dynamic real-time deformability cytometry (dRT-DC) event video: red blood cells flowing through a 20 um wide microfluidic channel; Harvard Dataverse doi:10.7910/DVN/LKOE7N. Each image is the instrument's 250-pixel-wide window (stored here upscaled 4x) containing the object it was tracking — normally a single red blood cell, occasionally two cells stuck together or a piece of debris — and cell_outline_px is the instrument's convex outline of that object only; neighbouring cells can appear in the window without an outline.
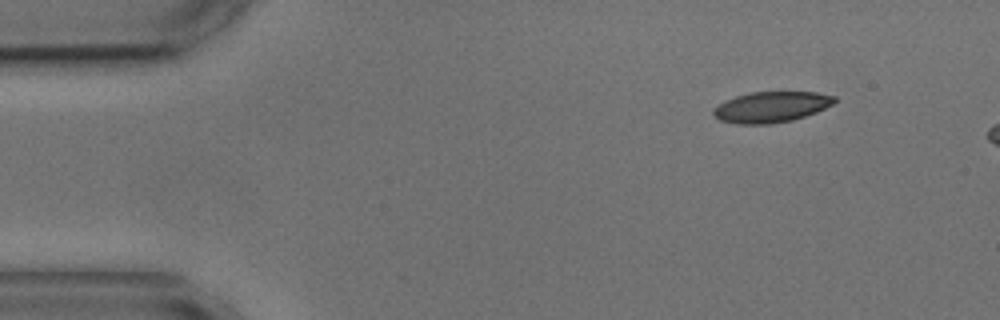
{"species": "common noctule bat (a hibernating species)", "species_latin": "Nyctalus noctula", "temperature_condition": "cold", "stored_images_in_passage": 3, "camera_frame_rate_fps": 3000, "um_per_image_px": 0.085, "animal": {"sex": "male", "body_mass_g": 17.9, "forearm_length_mm": 54.2}, "frame": {"image": 1, "passage_image": 1, "time_ms": 0.0, "image_size_px": [1000, 320], "cell_outline_px": [[836, 100], [832, 104], [816, 112], [792, 120], [768, 124], [736, 124], [720, 120], [712, 116], [712, 108], [736, 96], [752, 92], [816, 92], [836, 96]], "centroid_in_image_um": [65.53, 9.1], "position_along_channel_um": 19.5, "area_um2": 21.62}}